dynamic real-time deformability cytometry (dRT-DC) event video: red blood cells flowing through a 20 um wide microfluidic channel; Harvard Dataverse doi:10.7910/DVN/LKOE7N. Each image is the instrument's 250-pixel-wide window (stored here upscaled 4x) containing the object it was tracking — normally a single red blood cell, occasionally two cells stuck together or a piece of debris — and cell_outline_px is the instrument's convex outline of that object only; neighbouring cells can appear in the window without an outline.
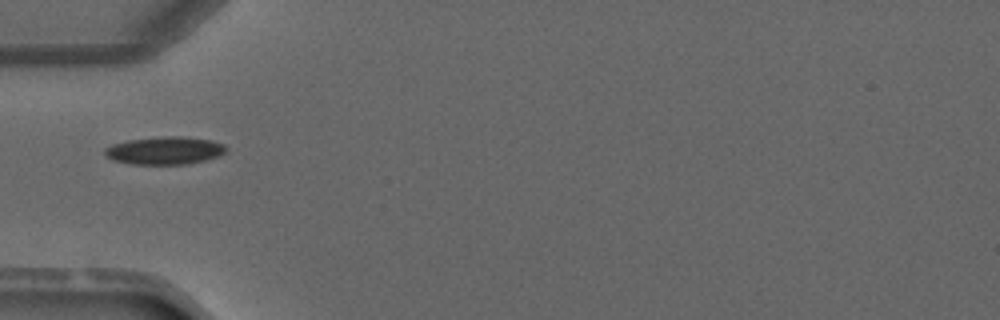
{"species": "common noctule bat (a hibernating species)", "species_latin": "Nyctalus noctula", "temperature_condition": "warm", "stored_images_in_passage": 1, "camera_frame_rate_fps": 3000, "um_per_image_px": 0.085, "animal": {"sex": "male", "forearm_length_mm": 52.5}, "frame": {"image": 1, "passage_image": 1, "time_ms": 0.0, "image_size_px": [1000, 320], "cell_outline_px": [[228, 152], [220, 156], [204, 160], [184, 164], [132, 164], [112, 160], [104, 152], [104, 148], [112, 144], [128, 140], [164, 136], [180, 136], [212, 140], [224, 144], [228, 148]], "centroid_in_image_um": [14.04, 12.79], "position_along_channel_um": 71.0, "area_um2": 19.71}}